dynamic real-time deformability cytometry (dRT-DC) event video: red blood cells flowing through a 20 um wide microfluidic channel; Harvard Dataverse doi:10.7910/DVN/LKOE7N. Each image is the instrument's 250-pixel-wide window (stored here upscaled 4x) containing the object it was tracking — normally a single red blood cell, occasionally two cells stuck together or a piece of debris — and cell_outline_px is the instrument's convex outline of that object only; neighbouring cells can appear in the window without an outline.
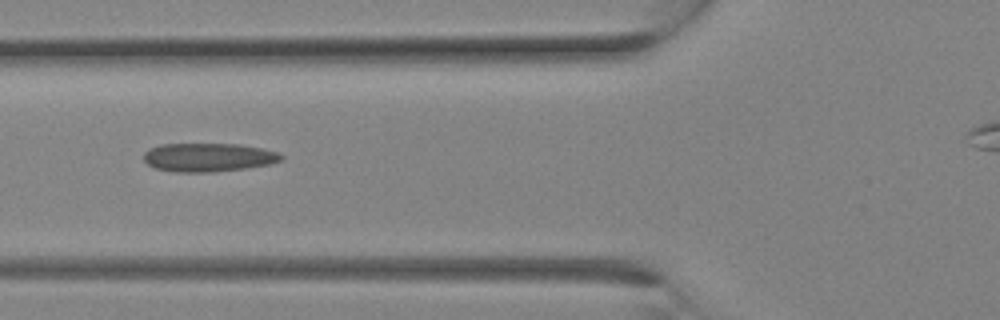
{"species": "Egyptian fruit bat (a non-hibernating species)", "species_latin": "Rousettus aegyptiacus", "temperature_condition": "room temperature", "stored_images_in_passage": 13, "camera_frame_rate_fps": 3000, "um_per_image_px": 0.085, "animal": {"sex": "female"}, "frame": {"image": 1, "passage_image": 10, "time_ms": 3.0, "image_size_px": [1000, 320], "cell_outline_px": [[284, 160], [272, 164], [244, 168], [212, 172], [172, 172], [152, 168], [144, 160], [144, 152], [148, 148], [160, 144], [240, 144], [260, 148], [276, 152], [284, 156]], "centroid_in_image_um": [17.68, 13.38], "position_along_channel_um": 108.1, "area_um2": 23.12}}
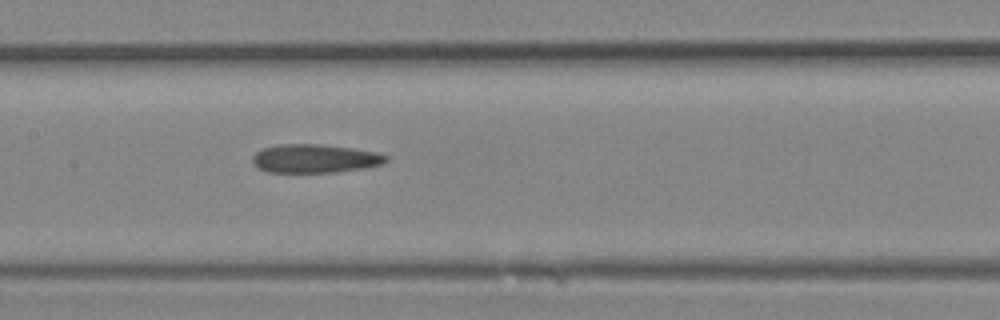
{"frame": {"image": 2, "passage_image": 13, "time_ms": 4.0, "image_size_px": [1000, 320], "cell_outline_px": [[388, 160], [384, 164], [364, 168], [336, 172], [268, 172], [252, 164], [252, 156], [256, 152], [264, 148], [280, 144], [320, 144], [352, 148], [376, 152], [388, 156]], "centroid_in_image_um": [26.77, 13.48], "position_along_channel_um": 180.6, "area_um2": 22.25}}